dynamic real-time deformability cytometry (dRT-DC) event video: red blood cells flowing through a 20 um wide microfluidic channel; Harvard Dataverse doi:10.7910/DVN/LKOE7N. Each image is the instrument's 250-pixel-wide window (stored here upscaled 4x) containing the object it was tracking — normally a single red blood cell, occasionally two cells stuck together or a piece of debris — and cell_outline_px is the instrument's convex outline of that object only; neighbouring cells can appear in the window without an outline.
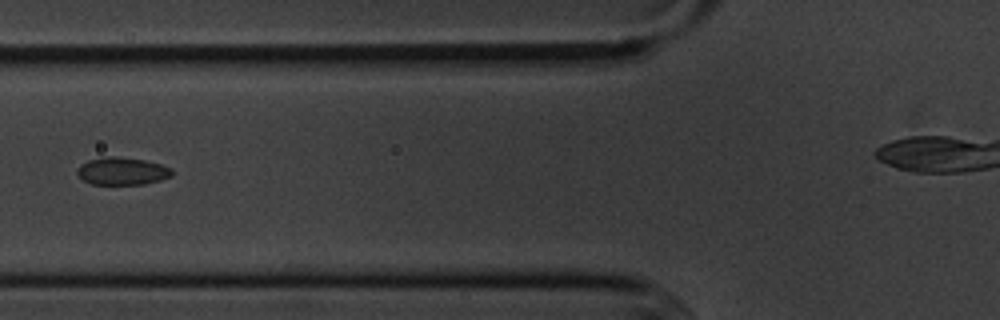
{"species": "common noctule bat (a hibernating species)", "species_latin": "Nyctalus noctula", "temperature_condition": "cold", "stored_images_in_passage": 8, "camera_frame_rate_fps": 3000, "um_per_image_px": 0.085, "animal": {"sex": "male", "body_mass_g": 20.1, "forearm_length_mm": 53.5}, "frame": {"image": 1, "passage_image": 6, "time_ms": 6.0, "image_size_px": [1000, 320], "cell_outline_px": [[172, 176], [160, 180], [144, 184], [92, 184], [84, 180], [76, 172], [76, 168], [80, 164], [88, 160], [104, 156], [116, 156], [144, 160], [160, 164], [172, 168]], "centroid_in_image_um": [10.37, 14.53], "position_along_channel_um": 115.4, "area_um2": 15.26}}
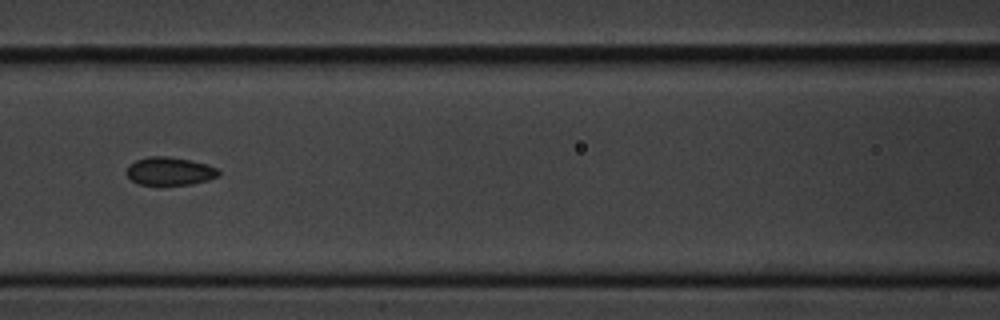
{"frame": {"image": 2, "passage_image": 7, "time_ms": 7.0, "image_size_px": [1000, 320], "cell_outline_px": [[220, 176], [208, 180], [192, 184], [160, 188], [140, 184], [132, 180], [124, 172], [128, 164], [136, 160], [148, 156], [168, 156], [192, 160], [208, 164], [216, 168], [220, 172]], "centroid_in_image_um": [14.4, 14.59], "position_along_channel_um": 152.2, "area_um2": 15.95}}